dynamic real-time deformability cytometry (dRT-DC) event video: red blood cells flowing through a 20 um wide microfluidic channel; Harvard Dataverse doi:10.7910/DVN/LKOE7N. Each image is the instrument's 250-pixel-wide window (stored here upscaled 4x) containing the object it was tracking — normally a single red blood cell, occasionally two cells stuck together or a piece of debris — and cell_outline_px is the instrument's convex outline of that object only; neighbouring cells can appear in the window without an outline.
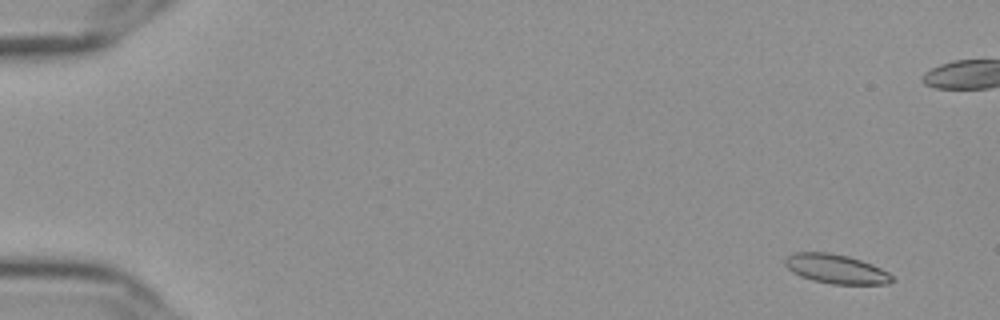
{"species": "Egyptian fruit bat (a non-hibernating species)", "species_latin": "Rousettus aegyptiacus", "temperature_condition": "cold", "stored_images_in_passage": 56, "camera_frame_rate_fps": 3000, "um_per_image_px": 0.085, "frame": {"image": 1, "passage_image": 2, "time_ms": 0.333, "image_size_px": [1000, 320], "cell_outline_px": [[896, 280], [888, 284], [832, 284], [812, 280], [800, 276], [792, 272], [784, 264], [784, 260], [792, 252], [828, 252], [848, 256], [872, 264], [888, 272]], "centroid_in_image_um": [71.06, 22.86], "position_along_channel_um": 13.9, "area_um2": 18.32}}
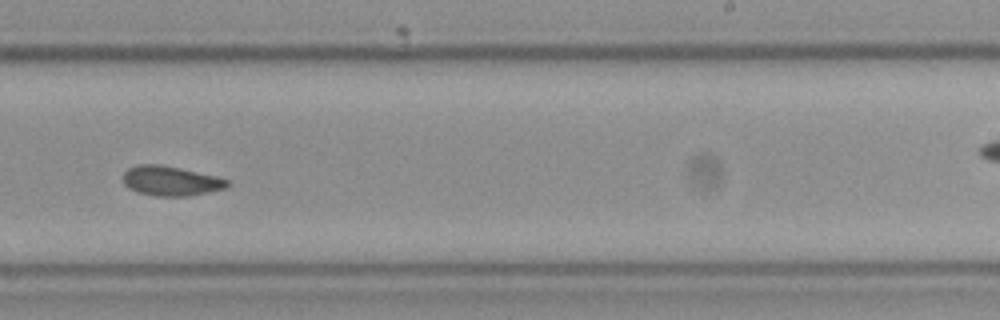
{"frame": {"image": 2, "passage_image": 35, "time_ms": 11.333, "image_size_px": [1000, 320], "cell_outline_px": [[232, 184], [224, 188], [208, 192], [188, 196], [156, 196], [136, 192], [128, 188], [124, 184], [124, 172], [128, 168], [136, 164], [160, 164], [180, 168], [216, 176], [228, 180]], "centroid_in_image_um": [14.5, 15.37], "position_along_channel_um": 274.5, "area_um2": 18.09}}
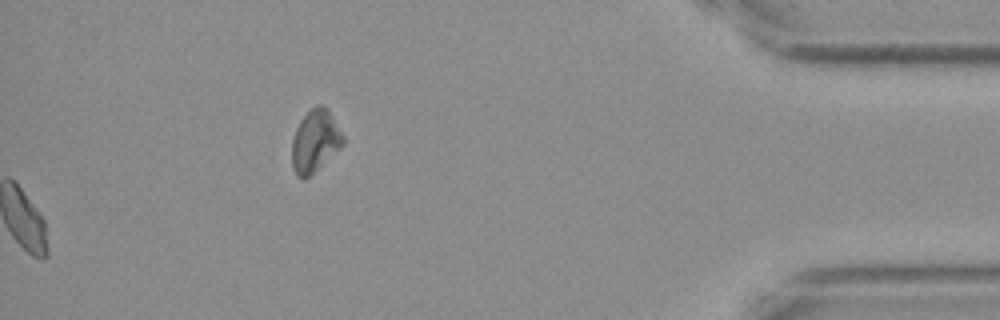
{"frame": {"image": 3, "passage_image": 56, "time_ms": 18.333, "image_size_px": [1000, 320], "cell_outline_px": [[344, 144], [340, 148], [304, 180], [296, 176], [292, 168], [292, 140], [296, 128], [300, 120], [316, 104], [320, 104], [328, 108], [344, 136]], "centroid_in_image_um": [26.77, 11.98], "position_along_channel_um": 408.4, "area_um2": 18.5}, "authors_computed_cell_mechanics": {"area_um2": 18.207, "velocity_mm_per_s": 3.6028, "shape_relaxation_time_tau1_ms": null, "shape_relaxation_time_tau2_ms": 3.4062, "deformation_change_tau1": null, "deformation_change_tau2": 0.0872}}